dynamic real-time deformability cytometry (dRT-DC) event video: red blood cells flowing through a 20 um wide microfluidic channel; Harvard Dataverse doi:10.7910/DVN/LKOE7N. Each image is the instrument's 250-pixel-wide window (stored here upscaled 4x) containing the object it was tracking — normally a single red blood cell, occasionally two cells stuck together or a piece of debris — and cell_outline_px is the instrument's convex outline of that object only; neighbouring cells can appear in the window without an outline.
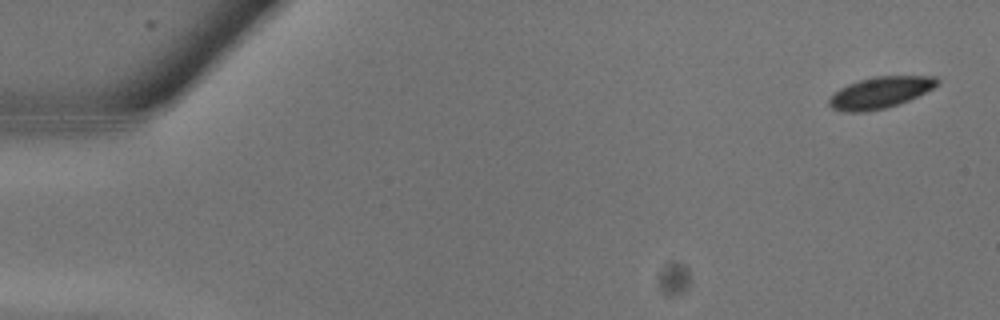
{"species": "common noctule bat (a hibernating species)", "species_latin": "Nyctalus noctula", "temperature_condition": "warm", "stored_images_in_passage": 11, "camera_frame_rate_fps": 3000, "um_per_image_px": 0.085, "animal": {"sex": "male", "body_mass_g": 13.3}, "frame": {"image": 1, "passage_image": 2, "time_ms": 0.333, "image_size_px": [1000, 320], "cell_outline_px": [[940, 80], [932, 88], [900, 104], [868, 112], [844, 112], [832, 108], [828, 104], [828, 100], [840, 88], [848, 84], [860, 80], [876, 76], [936, 76]], "centroid_in_image_um": [74.79, 7.87], "position_along_channel_um": 10.2, "area_um2": 19.59}}
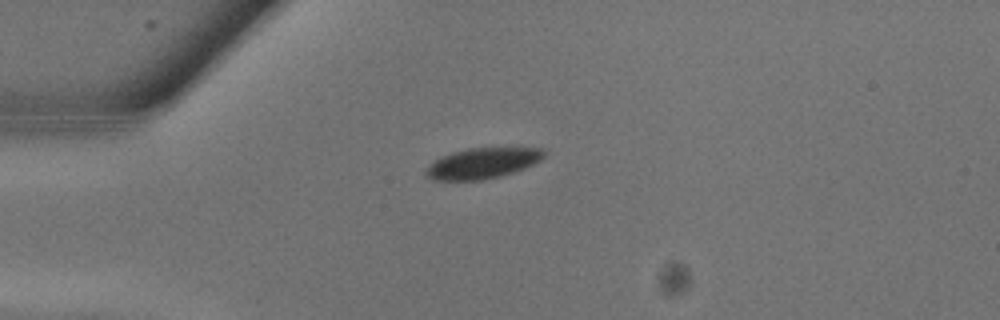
{"frame": {"image": 2, "passage_image": 8, "time_ms": 2.333, "image_size_px": [1000, 320], "cell_outline_px": [[544, 156], [540, 160], [524, 168], [500, 176], [480, 180], [432, 180], [424, 176], [424, 172], [436, 160], [452, 152], [468, 148], [540, 148], [544, 152]], "centroid_in_image_um": [40.98, 13.88], "position_along_channel_um": 44.0, "area_um2": 20.69}}